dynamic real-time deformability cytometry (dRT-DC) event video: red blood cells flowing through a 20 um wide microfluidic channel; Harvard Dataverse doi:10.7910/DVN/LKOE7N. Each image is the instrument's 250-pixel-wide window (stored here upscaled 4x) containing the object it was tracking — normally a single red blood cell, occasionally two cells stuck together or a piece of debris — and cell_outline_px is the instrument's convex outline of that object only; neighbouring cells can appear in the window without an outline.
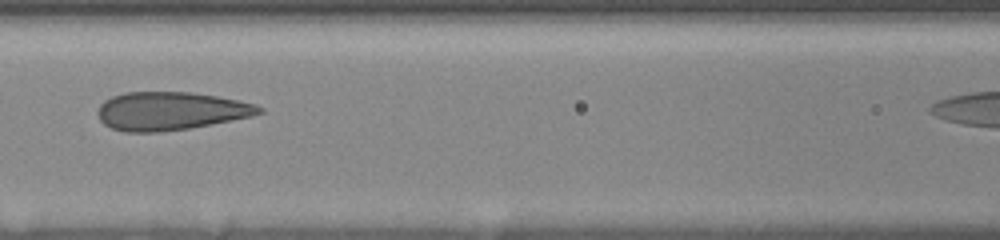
{"species": "human", "species_latin": "Homo sapiens", "temperature_condition": "room temperature", "stored_images_in_passage": 7, "segment_of_instrument_passage": [1, 2], "camera_frame_rate_fps": 3000, "um_per_image_px": 0.085, "donor": {"sex": "female"}, "frame": {"image": 1, "passage_image": 5, "time_ms": 3.333, "image_size_px": [1000, 240], "cell_outline_px": [[264, 112], [252, 116], [188, 128], [156, 132], [124, 132], [112, 128], [104, 124], [100, 120], [96, 112], [100, 104], [104, 100], [112, 96], [124, 92], [192, 92], [240, 100], [256, 104], [264, 108]], "centroid_in_image_um": [14.48, 9.42], "position_along_channel_um": 152.1, "area_um2": 36.01}}